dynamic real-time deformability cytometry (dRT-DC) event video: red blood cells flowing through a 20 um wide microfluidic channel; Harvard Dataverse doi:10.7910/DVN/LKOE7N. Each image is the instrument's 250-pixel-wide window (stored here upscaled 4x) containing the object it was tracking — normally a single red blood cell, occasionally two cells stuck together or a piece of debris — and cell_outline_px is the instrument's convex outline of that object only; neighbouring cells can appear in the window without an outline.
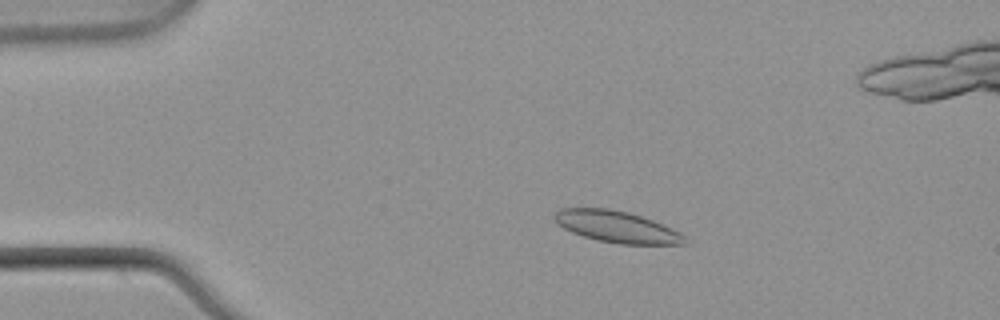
{"species": "common noctule bat (a hibernating species)", "species_latin": "Nyctalus noctula", "temperature_condition": "warm", "stored_images_in_passage": 47, "camera_frame_rate_fps": 3000, "um_per_image_px": 0.085, "animal": {"sex": "male", "body_mass_g": 21.5, "forearm_length_mm": 52.0}, "frame": {"image": 1, "passage_image": 3, "time_ms": 0.667, "image_size_px": [1000, 320], "cell_outline_px": [[688, 244], [620, 244], [596, 240], [572, 232], [556, 224], [552, 216], [560, 208], [608, 208], [628, 212], [664, 224], [688, 236]], "centroid_in_image_um": [52.45, 19.28], "position_along_channel_um": 32.6, "area_um2": 24.16}}
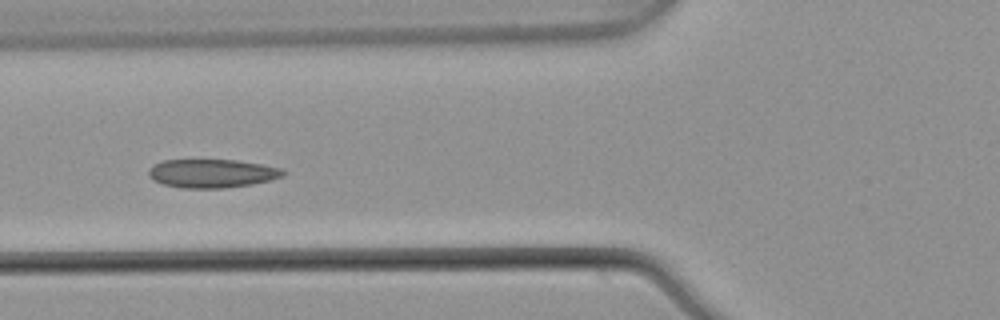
{"frame": {"image": 2, "passage_image": 13, "time_ms": 4.0, "image_size_px": [1000, 320], "cell_outline_px": [[288, 172], [284, 176], [272, 180], [252, 184], [224, 188], [180, 188], [164, 184], [152, 180], [148, 176], [148, 172], [156, 164], [164, 160], [236, 160], [260, 164], [280, 168]], "centroid_in_image_um": [18.06, 14.75], "position_along_channel_um": 107.7, "area_um2": 22.37}}
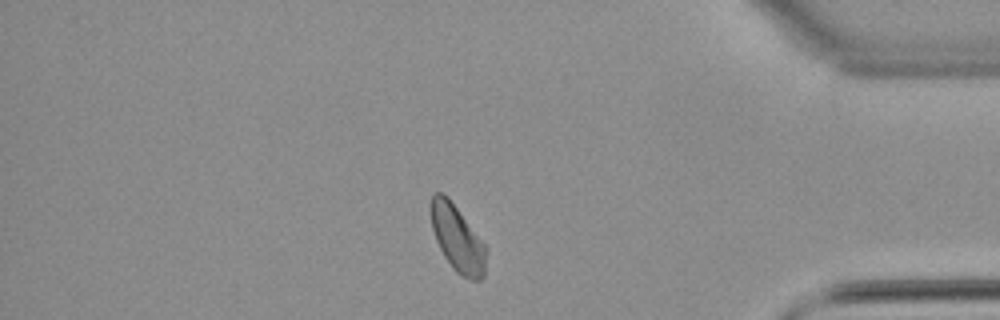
{"frame": {"image": 3, "passage_image": 38, "time_ms": 12.333, "image_size_px": [1000, 320], "cell_outline_px": [[488, 248], [484, 276], [480, 280], [472, 280], [460, 276], [452, 268], [444, 256], [436, 240], [432, 228], [428, 212], [428, 204], [432, 196], [436, 192], [444, 192], [448, 196]], "centroid_in_image_um": [38.86, 20.25], "position_along_channel_um": 396.3, "area_um2": 21.96}}